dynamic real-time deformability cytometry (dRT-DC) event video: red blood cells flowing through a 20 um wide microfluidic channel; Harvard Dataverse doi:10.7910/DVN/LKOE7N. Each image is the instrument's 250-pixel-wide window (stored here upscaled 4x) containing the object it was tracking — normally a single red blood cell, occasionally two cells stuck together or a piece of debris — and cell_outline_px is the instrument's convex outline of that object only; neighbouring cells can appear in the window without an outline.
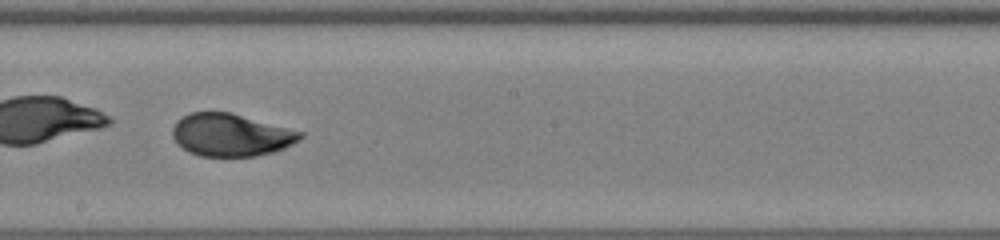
{"species": "human", "species_latin": "Homo sapiens", "temperature_condition": "warm", "stored_images_in_passage": 50, "camera_frame_rate_fps": 3000, "um_per_image_px": 0.085, "donor": {"sex": "male"}, "frame": {"image": 1, "passage_image": 29, "time_ms": 9.333, "image_size_px": [1000, 240], "cell_outline_px": [[304, 136], [300, 140], [284, 148], [272, 152], [252, 156], [200, 156], [188, 152], [176, 144], [172, 136], [172, 128], [184, 116], [192, 112], [232, 112], [304, 132]], "centroid_in_image_um": [19.64, 11.47], "position_along_channel_um": 228.6, "area_um2": 31.73}, "authors_computed_cell_mechanics": {"area_um2": 32.6281, "velocity_mm_per_s": 3.9371, "shape_relaxation_time_tau1_ms": 5.5466, "shape_relaxation_time_tau2_ms": null, "deformation_change_tau1": 0.1978, "deformation_change_tau2": null}}